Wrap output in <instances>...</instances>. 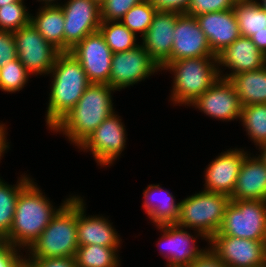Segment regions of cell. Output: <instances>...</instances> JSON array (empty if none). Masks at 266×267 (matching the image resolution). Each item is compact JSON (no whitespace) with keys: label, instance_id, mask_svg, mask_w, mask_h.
<instances>
[{"label":"cell","instance_id":"6da1fadb","mask_svg":"<svg viewBox=\"0 0 266 267\" xmlns=\"http://www.w3.org/2000/svg\"><path fill=\"white\" fill-rule=\"evenodd\" d=\"M32 179L19 193L13 222L6 236L8 244L16 248L29 249L48 226L53 216L72 197L70 195L57 207Z\"/></svg>","mask_w":266,"mask_h":267},{"label":"cell","instance_id":"7a4b0ae2","mask_svg":"<svg viewBox=\"0 0 266 267\" xmlns=\"http://www.w3.org/2000/svg\"><path fill=\"white\" fill-rule=\"evenodd\" d=\"M108 84L91 83L78 103L51 129L62 133L75 147L115 111L111 94L115 92Z\"/></svg>","mask_w":266,"mask_h":267},{"label":"cell","instance_id":"3957f363","mask_svg":"<svg viewBox=\"0 0 266 267\" xmlns=\"http://www.w3.org/2000/svg\"><path fill=\"white\" fill-rule=\"evenodd\" d=\"M49 74L52 85L45 121L51 130L78 103L91 83L80 62L70 52L58 55Z\"/></svg>","mask_w":266,"mask_h":267},{"label":"cell","instance_id":"277c9868","mask_svg":"<svg viewBox=\"0 0 266 267\" xmlns=\"http://www.w3.org/2000/svg\"><path fill=\"white\" fill-rule=\"evenodd\" d=\"M78 247L77 196L73 195L53 216L24 259L75 257Z\"/></svg>","mask_w":266,"mask_h":267},{"label":"cell","instance_id":"5b68a950","mask_svg":"<svg viewBox=\"0 0 266 267\" xmlns=\"http://www.w3.org/2000/svg\"><path fill=\"white\" fill-rule=\"evenodd\" d=\"M164 70L174 76L170 100L175 105L193 104L220 77L217 57H193L171 62Z\"/></svg>","mask_w":266,"mask_h":267},{"label":"cell","instance_id":"8992f818","mask_svg":"<svg viewBox=\"0 0 266 267\" xmlns=\"http://www.w3.org/2000/svg\"><path fill=\"white\" fill-rule=\"evenodd\" d=\"M229 202L225 194L199 191L180 201L176 224L200 232L209 241L220 229Z\"/></svg>","mask_w":266,"mask_h":267},{"label":"cell","instance_id":"52a82bcc","mask_svg":"<svg viewBox=\"0 0 266 267\" xmlns=\"http://www.w3.org/2000/svg\"><path fill=\"white\" fill-rule=\"evenodd\" d=\"M218 233L249 240H266V201L230 200Z\"/></svg>","mask_w":266,"mask_h":267},{"label":"cell","instance_id":"ba28073f","mask_svg":"<svg viewBox=\"0 0 266 267\" xmlns=\"http://www.w3.org/2000/svg\"><path fill=\"white\" fill-rule=\"evenodd\" d=\"M13 34L17 59L32 76H48L61 52L48 43L31 23Z\"/></svg>","mask_w":266,"mask_h":267},{"label":"cell","instance_id":"9c48e42d","mask_svg":"<svg viewBox=\"0 0 266 267\" xmlns=\"http://www.w3.org/2000/svg\"><path fill=\"white\" fill-rule=\"evenodd\" d=\"M118 115L114 112L106 118L78 147L90 151L101 167L112 166L126 147L127 131Z\"/></svg>","mask_w":266,"mask_h":267},{"label":"cell","instance_id":"30bf717a","mask_svg":"<svg viewBox=\"0 0 266 267\" xmlns=\"http://www.w3.org/2000/svg\"><path fill=\"white\" fill-rule=\"evenodd\" d=\"M161 71L142 44L124 52L113 53L109 86L116 91L138 84Z\"/></svg>","mask_w":266,"mask_h":267},{"label":"cell","instance_id":"8fae6325","mask_svg":"<svg viewBox=\"0 0 266 267\" xmlns=\"http://www.w3.org/2000/svg\"><path fill=\"white\" fill-rule=\"evenodd\" d=\"M207 243L227 267H259L266 263V240H249L217 232Z\"/></svg>","mask_w":266,"mask_h":267},{"label":"cell","instance_id":"7c38bea8","mask_svg":"<svg viewBox=\"0 0 266 267\" xmlns=\"http://www.w3.org/2000/svg\"><path fill=\"white\" fill-rule=\"evenodd\" d=\"M60 6L65 17L64 52H70L87 35L99 31L100 6L91 0H67Z\"/></svg>","mask_w":266,"mask_h":267},{"label":"cell","instance_id":"4fadbf2b","mask_svg":"<svg viewBox=\"0 0 266 267\" xmlns=\"http://www.w3.org/2000/svg\"><path fill=\"white\" fill-rule=\"evenodd\" d=\"M156 228L163 233L158 238L160 240L157 241V246L161 247L159 252L167 260L166 267H187L205 250L196 245L199 237L208 241L198 231L192 235L191 231L189 233L186 228L177 224L159 225Z\"/></svg>","mask_w":266,"mask_h":267},{"label":"cell","instance_id":"5bb4252c","mask_svg":"<svg viewBox=\"0 0 266 267\" xmlns=\"http://www.w3.org/2000/svg\"><path fill=\"white\" fill-rule=\"evenodd\" d=\"M70 53L80 62L90 83L109 85L113 52L100 31L87 35Z\"/></svg>","mask_w":266,"mask_h":267},{"label":"cell","instance_id":"9a60e30c","mask_svg":"<svg viewBox=\"0 0 266 267\" xmlns=\"http://www.w3.org/2000/svg\"><path fill=\"white\" fill-rule=\"evenodd\" d=\"M190 106L223 122L240 120L242 108L234 85L229 79L222 77Z\"/></svg>","mask_w":266,"mask_h":267},{"label":"cell","instance_id":"2e32d148","mask_svg":"<svg viewBox=\"0 0 266 267\" xmlns=\"http://www.w3.org/2000/svg\"><path fill=\"white\" fill-rule=\"evenodd\" d=\"M179 14L174 11L157 10L150 27L140 42L161 71L171 63L174 28Z\"/></svg>","mask_w":266,"mask_h":267},{"label":"cell","instance_id":"e0dca14e","mask_svg":"<svg viewBox=\"0 0 266 267\" xmlns=\"http://www.w3.org/2000/svg\"><path fill=\"white\" fill-rule=\"evenodd\" d=\"M193 57H217L209 46L206 35L201 30L196 17L187 13L177 16L171 62Z\"/></svg>","mask_w":266,"mask_h":267},{"label":"cell","instance_id":"ac0fdd59","mask_svg":"<svg viewBox=\"0 0 266 267\" xmlns=\"http://www.w3.org/2000/svg\"><path fill=\"white\" fill-rule=\"evenodd\" d=\"M230 149V150H229ZM221 152L204 170L205 191L231 196L236 185L244 157L248 151L229 148Z\"/></svg>","mask_w":266,"mask_h":267},{"label":"cell","instance_id":"d6986e66","mask_svg":"<svg viewBox=\"0 0 266 267\" xmlns=\"http://www.w3.org/2000/svg\"><path fill=\"white\" fill-rule=\"evenodd\" d=\"M217 64L220 77L230 79L239 73L263 68L266 65V56L250 38L240 36L217 55ZM222 66L225 67V70L230 69L231 72L224 74Z\"/></svg>","mask_w":266,"mask_h":267},{"label":"cell","instance_id":"ffe728a7","mask_svg":"<svg viewBox=\"0 0 266 267\" xmlns=\"http://www.w3.org/2000/svg\"><path fill=\"white\" fill-rule=\"evenodd\" d=\"M85 200L77 195V238L79 246L94 245L119 248L121 238L108 217L86 216Z\"/></svg>","mask_w":266,"mask_h":267},{"label":"cell","instance_id":"44dd1931","mask_svg":"<svg viewBox=\"0 0 266 267\" xmlns=\"http://www.w3.org/2000/svg\"><path fill=\"white\" fill-rule=\"evenodd\" d=\"M196 19L215 56L240 37L233 9L204 13L196 16Z\"/></svg>","mask_w":266,"mask_h":267},{"label":"cell","instance_id":"7402d4cb","mask_svg":"<svg viewBox=\"0 0 266 267\" xmlns=\"http://www.w3.org/2000/svg\"><path fill=\"white\" fill-rule=\"evenodd\" d=\"M230 200L266 201V165L259 156L244 157Z\"/></svg>","mask_w":266,"mask_h":267},{"label":"cell","instance_id":"603a6c76","mask_svg":"<svg viewBox=\"0 0 266 267\" xmlns=\"http://www.w3.org/2000/svg\"><path fill=\"white\" fill-rule=\"evenodd\" d=\"M143 197L142 207L155 226L176 224L180 202H175L172 193L160 184H151L143 190Z\"/></svg>","mask_w":266,"mask_h":267},{"label":"cell","instance_id":"cb8c5ba5","mask_svg":"<svg viewBox=\"0 0 266 267\" xmlns=\"http://www.w3.org/2000/svg\"><path fill=\"white\" fill-rule=\"evenodd\" d=\"M30 23L48 43L64 52L65 17L60 5L40 6L35 16L31 14Z\"/></svg>","mask_w":266,"mask_h":267},{"label":"cell","instance_id":"d4e9b609","mask_svg":"<svg viewBox=\"0 0 266 267\" xmlns=\"http://www.w3.org/2000/svg\"><path fill=\"white\" fill-rule=\"evenodd\" d=\"M229 80L242 106L266 104V65L259 70L234 75Z\"/></svg>","mask_w":266,"mask_h":267},{"label":"cell","instance_id":"484cf974","mask_svg":"<svg viewBox=\"0 0 266 267\" xmlns=\"http://www.w3.org/2000/svg\"><path fill=\"white\" fill-rule=\"evenodd\" d=\"M233 10L240 36L250 38L257 32L266 31V10L257 0H236Z\"/></svg>","mask_w":266,"mask_h":267},{"label":"cell","instance_id":"4316f807","mask_svg":"<svg viewBox=\"0 0 266 267\" xmlns=\"http://www.w3.org/2000/svg\"><path fill=\"white\" fill-rule=\"evenodd\" d=\"M32 179L29 175L22 174L17 184L9 185L0 178V234L5 237L13 222L18 195Z\"/></svg>","mask_w":266,"mask_h":267},{"label":"cell","instance_id":"83f0119b","mask_svg":"<svg viewBox=\"0 0 266 267\" xmlns=\"http://www.w3.org/2000/svg\"><path fill=\"white\" fill-rule=\"evenodd\" d=\"M120 248L85 245L79 246L75 254L76 267H119ZM120 261V262H119Z\"/></svg>","mask_w":266,"mask_h":267},{"label":"cell","instance_id":"f1b7e54d","mask_svg":"<svg viewBox=\"0 0 266 267\" xmlns=\"http://www.w3.org/2000/svg\"><path fill=\"white\" fill-rule=\"evenodd\" d=\"M240 121L256 148L266 144V104L242 106Z\"/></svg>","mask_w":266,"mask_h":267},{"label":"cell","instance_id":"f546056e","mask_svg":"<svg viewBox=\"0 0 266 267\" xmlns=\"http://www.w3.org/2000/svg\"><path fill=\"white\" fill-rule=\"evenodd\" d=\"M99 31L113 53L128 51L139 45L138 36L120 21H101Z\"/></svg>","mask_w":266,"mask_h":267},{"label":"cell","instance_id":"4dcf8cb0","mask_svg":"<svg viewBox=\"0 0 266 267\" xmlns=\"http://www.w3.org/2000/svg\"><path fill=\"white\" fill-rule=\"evenodd\" d=\"M156 7L150 0H144L134 5L120 20L132 33L141 38L146 34L152 23Z\"/></svg>","mask_w":266,"mask_h":267},{"label":"cell","instance_id":"1f68e13d","mask_svg":"<svg viewBox=\"0 0 266 267\" xmlns=\"http://www.w3.org/2000/svg\"><path fill=\"white\" fill-rule=\"evenodd\" d=\"M31 74L16 58L0 67V90L16 93L22 90L28 83Z\"/></svg>","mask_w":266,"mask_h":267},{"label":"cell","instance_id":"d6a6232c","mask_svg":"<svg viewBox=\"0 0 266 267\" xmlns=\"http://www.w3.org/2000/svg\"><path fill=\"white\" fill-rule=\"evenodd\" d=\"M31 14L24 0L0 7V30L15 32L30 23Z\"/></svg>","mask_w":266,"mask_h":267},{"label":"cell","instance_id":"836d02e7","mask_svg":"<svg viewBox=\"0 0 266 267\" xmlns=\"http://www.w3.org/2000/svg\"><path fill=\"white\" fill-rule=\"evenodd\" d=\"M144 0H105L100 5L101 21H120L136 4Z\"/></svg>","mask_w":266,"mask_h":267},{"label":"cell","instance_id":"e575fe53","mask_svg":"<svg viewBox=\"0 0 266 267\" xmlns=\"http://www.w3.org/2000/svg\"><path fill=\"white\" fill-rule=\"evenodd\" d=\"M235 3L236 0H191L186 13L196 17L204 13L233 9Z\"/></svg>","mask_w":266,"mask_h":267},{"label":"cell","instance_id":"d590c367","mask_svg":"<svg viewBox=\"0 0 266 267\" xmlns=\"http://www.w3.org/2000/svg\"><path fill=\"white\" fill-rule=\"evenodd\" d=\"M16 58L17 52L13 32L0 30V67Z\"/></svg>","mask_w":266,"mask_h":267},{"label":"cell","instance_id":"8d00e7d4","mask_svg":"<svg viewBox=\"0 0 266 267\" xmlns=\"http://www.w3.org/2000/svg\"><path fill=\"white\" fill-rule=\"evenodd\" d=\"M24 267H76L74 257L24 259Z\"/></svg>","mask_w":266,"mask_h":267},{"label":"cell","instance_id":"74e56055","mask_svg":"<svg viewBox=\"0 0 266 267\" xmlns=\"http://www.w3.org/2000/svg\"><path fill=\"white\" fill-rule=\"evenodd\" d=\"M21 250L7 244L0 251V267H24V257L20 255Z\"/></svg>","mask_w":266,"mask_h":267},{"label":"cell","instance_id":"f35d334b","mask_svg":"<svg viewBox=\"0 0 266 267\" xmlns=\"http://www.w3.org/2000/svg\"><path fill=\"white\" fill-rule=\"evenodd\" d=\"M187 267H227L218 256L209 248L205 250Z\"/></svg>","mask_w":266,"mask_h":267},{"label":"cell","instance_id":"ab89813d","mask_svg":"<svg viewBox=\"0 0 266 267\" xmlns=\"http://www.w3.org/2000/svg\"><path fill=\"white\" fill-rule=\"evenodd\" d=\"M158 11L186 13L191 0H150Z\"/></svg>","mask_w":266,"mask_h":267},{"label":"cell","instance_id":"60d3db41","mask_svg":"<svg viewBox=\"0 0 266 267\" xmlns=\"http://www.w3.org/2000/svg\"><path fill=\"white\" fill-rule=\"evenodd\" d=\"M256 47L266 56V31L257 32L250 37Z\"/></svg>","mask_w":266,"mask_h":267},{"label":"cell","instance_id":"b9f144b4","mask_svg":"<svg viewBox=\"0 0 266 267\" xmlns=\"http://www.w3.org/2000/svg\"><path fill=\"white\" fill-rule=\"evenodd\" d=\"M6 125L3 123H0V160L2 159L1 157L4 156L5 151H7L10 147L8 139H7V129Z\"/></svg>","mask_w":266,"mask_h":267},{"label":"cell","instance_id":"7bdbcfd3","mask_svg":"<svg viewBox=\"0 0 266 267\" xmlns=\"http://www.w3.org/2000/svg\"><path fill=\"white\" fill-rule=\"evenodd\" d=\"M258 149L260 151V154L258 156L266 165V144L259 146Z\"/></svg>","mask_w":266,"mask_h":267},{"label":"cell","instance_id":"ee69618b","mask_svg":"<svg viewBox=\"0 0 266 267\" xmlns=\"http://www.w3.org/2000/svg\"><path fill=\"white\" fill-rule=\"evenodd\" d=\"M37 1L38 2H42L41 4L44 5V6L60 5V3L57 2L58 0H37Z\"/></svg>","mask_w":266,"mask_h":267},{"label":"cell","instance_id":"f6af8a7d","mask_svg":"<svg viewBox=\"0 0 266 267\" xmlns=\"http://www.w3.org/2000/svg\"><path fill=\"white\" fill-rule=\"evenodd\" d=\"M6 237L0 234V251L7 245Z\"/></svg>","mask_w":266,"mask_h":267},{"label":"cell","instance_id":"bcb514c9","mask_svg":"<svg viewBox=\"0 0 266 267\" xmlns=\"http://www.w3.org/2000/svg\"><path fill=\"white\" fill-rule=\"evenodd\" d=\"M22 0H0V7L7 5L8 3H15Z\"/></svg>","mask_w":266,"mask_h":267},{"label":"cell","instance_id":"7dc6e473","mask_svg":"<svg viewBox=\"0 0 266 267\" xmlns=\"http://www.w3.org/2000/svg\"><path fill=\"white\" fill-rule=\"evenodd\" d=\"M257 3L266 10V0H262L261 2L257 1Z\"/></svg>","mask_w":266,"mask_h":267},{"label":"cell","instance_id":"c3c4849f","mask_svg":"<svg viewBox=\"0 0 266 267\" xmlns=\"http://www.w3.org/2000/svg\"><path fill=\"white\" fill-rule=\"evenodd\" d=\"M91 1H94L100 6L105 0H91Z\"/></svg>","mask_w":266,"mask_h":267}]
</instances>
